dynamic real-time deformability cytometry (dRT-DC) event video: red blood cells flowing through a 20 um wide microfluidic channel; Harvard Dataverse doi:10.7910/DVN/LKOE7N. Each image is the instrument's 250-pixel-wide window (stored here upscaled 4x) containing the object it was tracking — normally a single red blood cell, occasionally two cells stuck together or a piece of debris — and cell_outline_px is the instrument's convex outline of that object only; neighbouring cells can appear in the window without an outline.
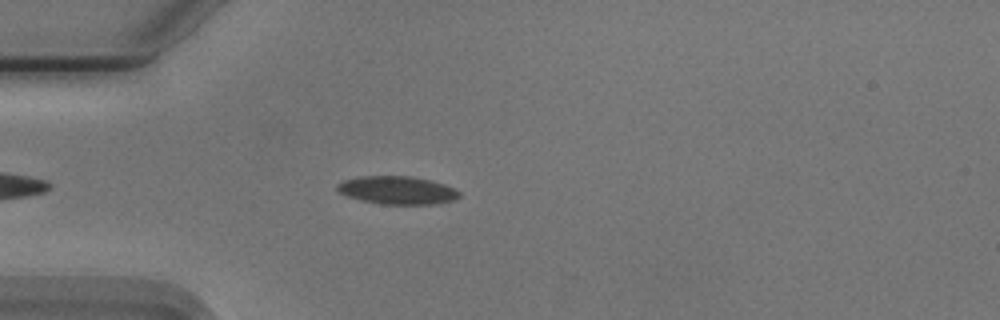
{"species": "Egyptian fruit bat (a non-hibernating species)", "species_latin": "Rousettus aegyptiacus", "temperature_condition": "cold", "stored_images_in_passage": 46, "camera_frame_rate_fps": 3000, "um_per_image_px": 0.085, "animal": {"sex": "male"}, "frame": {"image": 1, "passage_image": 6, "time_ms": 1.667, "image_size_px": [1000, 320], "cell_outline_px": [[460, 196], [456, 200], [440, 204], [380, 204], [360, 200], [348, 196], [340, 192], [336, 188], [336, 184], [344, 180], [364, 176], [412, 176], [432, 180], [444, 184], [460, 192]], "centroid_in_image_um": [33.81, 16.17], "position_along_channel_um": 51.2, "area_um2": 20.06}}
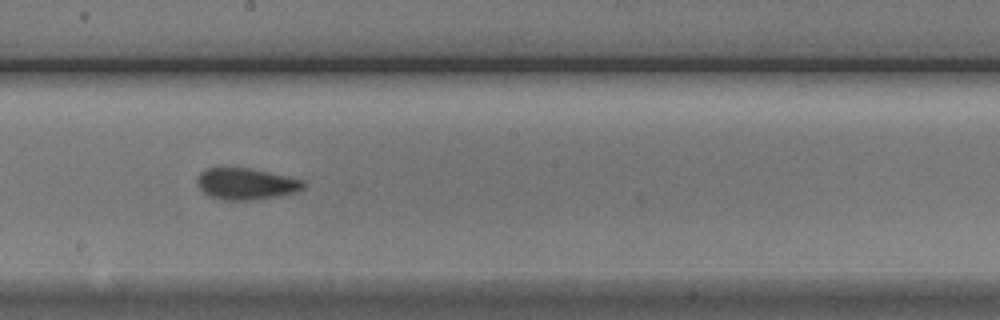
{"frame": {"image": 2, "passage_image": 21, "time_ms": 6.667, "image_size_px": [1000, 320], "cell_outline_px": [[304, 188], [296, 192], [256, 200], [224, 200], [208, 196], [196, 184], [196, 180], [200, 172], [208, 168], [248, 168], [300, 180], [304, 184]], "centroid_in_image_um": [20.84, 15.64], "position_along_channel_um": 227.4, "area_um2": 19.13}}
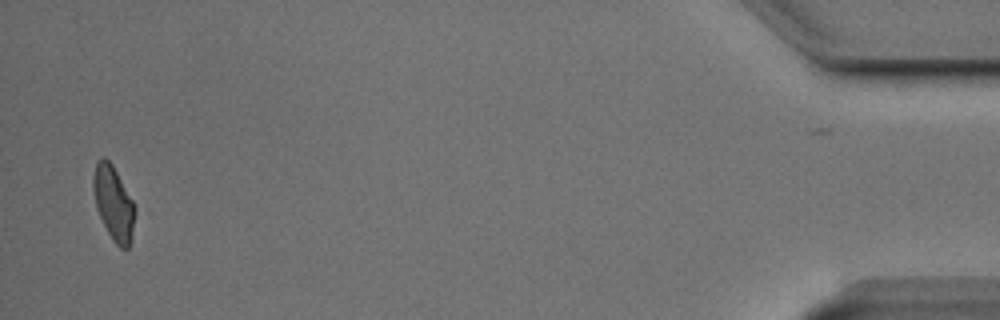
{"frame": {"image": 3, "passage_image": 44, "time_ms": 14.333, "image_size_px": [1000, 320], "cell_outline_px": [[136, 212], [132, 236], [128, 248], [120, 248], [112, 240], [96, 208], [92, 188], [92, 176], [96, 160], [104, 156], [112, 164], [136, 204]], "centroid_in_image_um": [9.65, 17.23], "position_along_channel_um": 425.5, "area_um2": 18.38}, "authors_computed_cell_mechanics": {"area_um2": 19.4786, "velocity_mm_per_s": 3.7439, "shape_relaxation_time_tau1_ms": 4.2472, "shape_relaxation_time_tau2_ms": 2.0604, "deformation_change_tau1": 0.1096, "deformation_change_tau2": 0.0808}}